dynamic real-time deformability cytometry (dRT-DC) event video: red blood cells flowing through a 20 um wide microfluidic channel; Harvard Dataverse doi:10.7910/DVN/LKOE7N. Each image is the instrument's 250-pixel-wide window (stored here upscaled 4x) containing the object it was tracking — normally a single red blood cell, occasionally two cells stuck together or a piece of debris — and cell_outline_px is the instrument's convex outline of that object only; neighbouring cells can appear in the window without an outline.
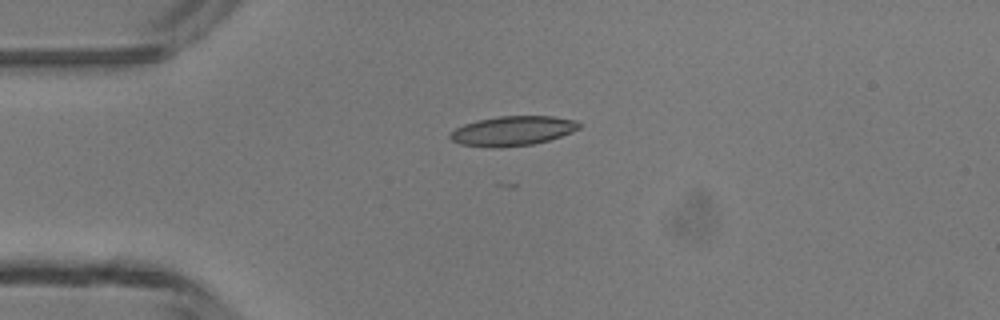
{"species": "common noctule bat (a hibernating species)", "species_latin": "Nyctalus noctula", "temperature_condition": "room temperature", "stored_images_in_passage": 3, "camera_frame_rate_fps": 3000, "um_per_image_px": 0.085, "animal": {"sex": "male", "body_mass_g": 13.3}, "frame": {"image": 1, "passage_image": 1, "time_ms": 0.0, "image_size_px": [1000, 320], "cell_outline_px": [[580, 128], [572, 132], [548, 140], [532, 144], [500, 148], [488, 148], [460, 144], [452, 140], [448, 136], [456, 128], [464, 124], [476, 120], [496, 116], [552, 116], [576, 120], [580, 124]], "centroid_in_image_um": [43.55, 11.12], "position_along_channel_um": 41.5, "area_um2": 22.37}}
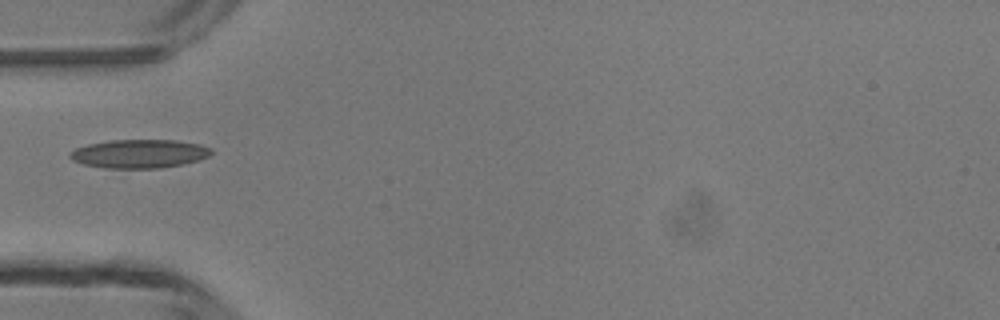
{"frame": {"image": 2, "passage_image": 2, "time_ms": 1.333, "image_size_px": [1000, 320], "cell_outline_px": [[212, 152], [208, 156], [196, 160], [180, 164], [160, 168], [104, 168], [84, 164], [72, 160], [68, 156], [68, 152], [76, 148], [88, 144], [112, 140], [176, 140], [200, 144], [212, 148]], "centroid_in_image_um": [11.8, 13.06], "position_along_channel_um": 73.2, "area_um2": 23.47}}
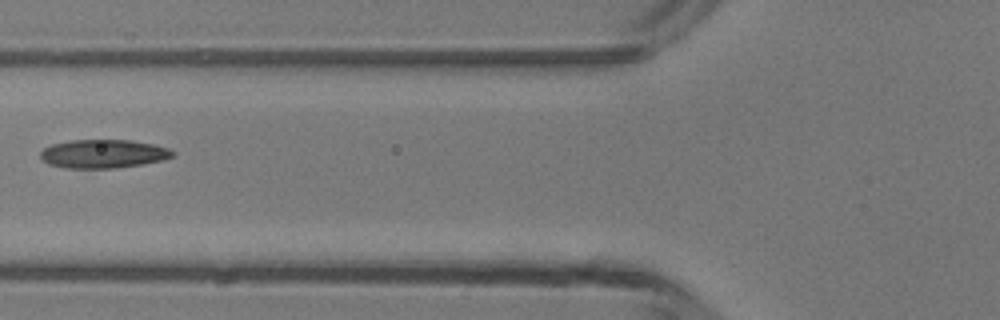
{"frame": {"image": 3, "passage_image": 3, "time_ms": 2.333, "image_size_px": [1000, 320], "cell_outline_px": [[176, 156], [164, 160], [140, 164], [112, 168], [64, 168], [48, 164], [40, 160], [40, 152], [44, 148], [52, 144], [72, 140], [132, 140], [152, 144], [168, 148], [176, 152]], "centroid_in_image_um": [8.77, 13.07], "position_along_channel_um": 117.0, "area_um2": 22.14}}